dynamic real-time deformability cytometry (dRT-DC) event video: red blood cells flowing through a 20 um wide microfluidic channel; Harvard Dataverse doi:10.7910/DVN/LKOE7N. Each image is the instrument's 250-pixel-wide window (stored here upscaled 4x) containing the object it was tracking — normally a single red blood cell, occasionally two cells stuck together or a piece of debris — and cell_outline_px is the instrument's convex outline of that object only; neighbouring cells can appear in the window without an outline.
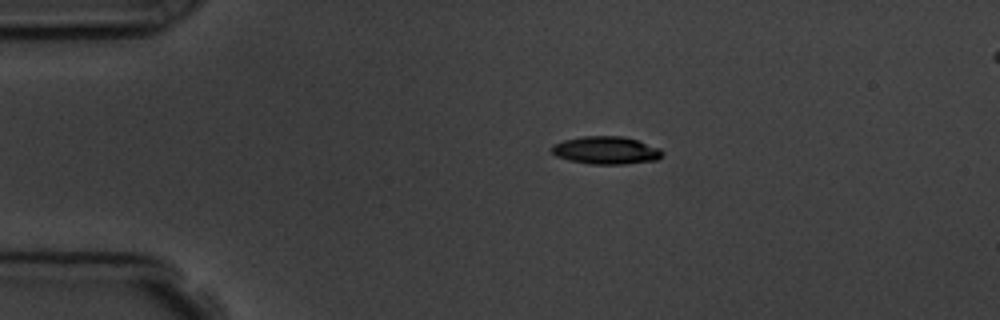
{"species": "common noctule bat (a hibernating species)", "species_latin": "Nyctalus noctula", "temperature_condition": "room temperature", "stored_images_in_passage": 5, "camera_frame_rate_fps": 3000, "um_per_image_px": 0.085, "animal": {"sex": "male", "body_mass_g": 19.5, "forearm_length_mm": 54.6}, "frame": {"image": 1, "passage_image": 3, "time_ms": 2.333, "image_size_px": [1000, 320], "cell_outline_px": [[664, 152], [656, 160], [624, 164], [588, 164], [568, 160], [556, 156], [552, 152], [552, 144], [564, 140], [584, 136], [624, 136], [660, 148]], "centroid_in_image_um": [51.49, 12.78], "position_along_channel_um": 33.5, "area_um2": 17.86}}